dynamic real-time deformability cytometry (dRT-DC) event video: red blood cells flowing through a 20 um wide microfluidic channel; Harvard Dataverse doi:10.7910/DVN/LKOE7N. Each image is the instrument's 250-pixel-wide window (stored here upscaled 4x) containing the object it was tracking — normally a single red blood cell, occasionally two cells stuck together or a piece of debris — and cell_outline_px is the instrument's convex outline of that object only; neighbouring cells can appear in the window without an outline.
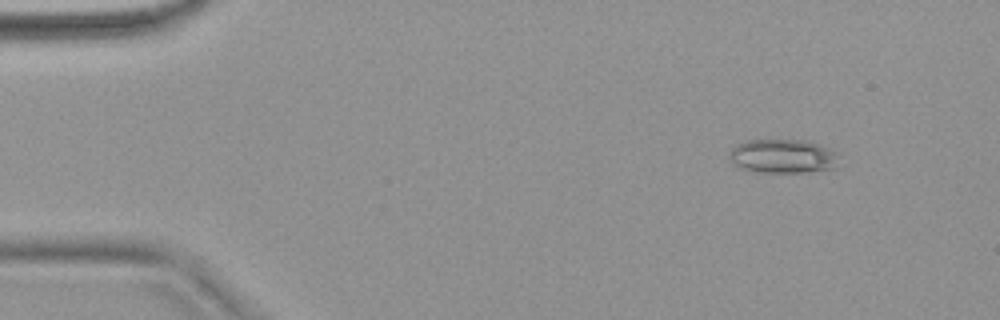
{"species": "common noctule bat (a hibernating species)", "species_latin": "Nyctalus noctula", "temperature_condition": "warm", "stored_images_in_passage": 53, "camera_frame_rate_fps": 3000, "um_per_image_px": 0.085, "animal": {"sex": "female", "body_mass_g": 18.4}, "frame": {"image": 1, "passage_image": 6, "time_ms": 1.667, "image_size_px": [1000, 320], "cell_outline_px": [[840, 152], [836, 168], [808, 172], [752, 172], [732, 164], [728, 160], [728, 156], [732, 148], [736, 144], [744, 140], [808, 140], [832, 148]], "centroid_in_image_um": [66.57, 13.27], "position_along_channel_um": 18.4, "area_um2": 22.37}}
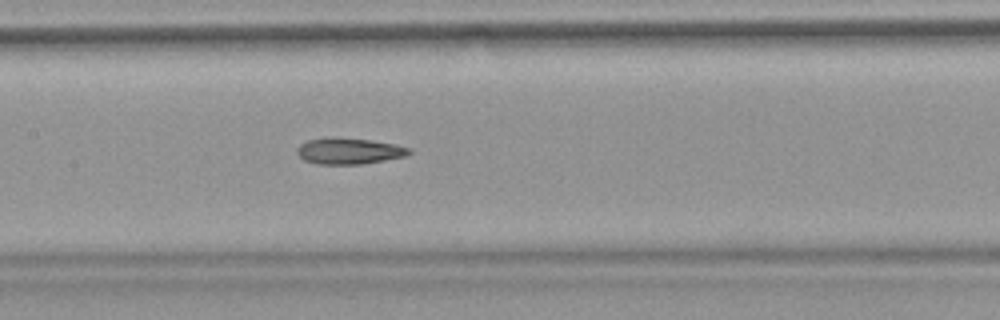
{"frame": {"image": 2, "passage_image": 26, "time_ms": 8.333, "image_size_px": [1000, 320], "cell_outline_px": [[412, 152], [404, 156], [384, 160], [360, 164], [316, 164], [304, 160], [296, 152], [296, 148], [300, 144], [308, 140], [332, 136], [372, 140], [396, 144], [412, 148]], "centroid_in_image_um": [29.66, 12.82], "position_along_channel_um": 177.7, "area_um2": 17.28}}
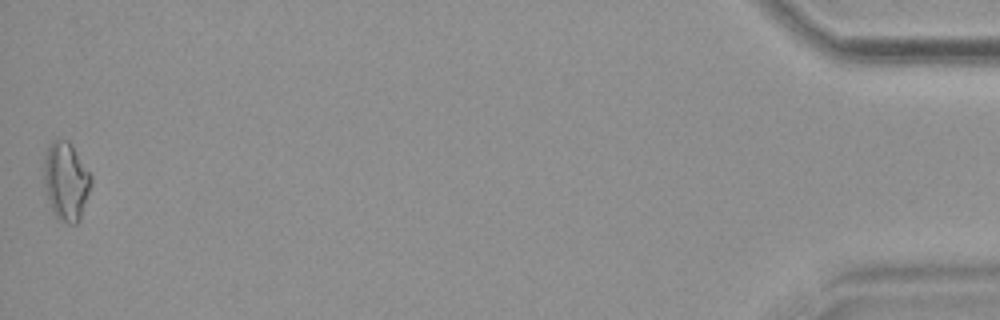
{"frame": {"image": 3, "passage_image": 53, "time_ms": 17.333, "image_size_px": [1000, 320], "cell_outline_px": [[92, 184], [80, 220], [76, 224], [68, 224], [60, 220], [56, 216], [52, 208], [44, 188], [44, 156], [48, 144], [52, 140], [68, 140], [72, 144], [92, 176]], "centroid_in_image_um": [5.62, 15.39], "position_along_channel_um": 429.6, "area_um2": 21.73}, "authors_computed_cell_mechanics": {"area_um2": 17.629, "velocity_mm_per_s": 3.8401, "shape_relaxation_time_tau1_ms": null, "shape_relaxation_time_tau2_ms": 4.434, "deformation_change_tau1": null, "deformation_change_tau2": 0.1432}}